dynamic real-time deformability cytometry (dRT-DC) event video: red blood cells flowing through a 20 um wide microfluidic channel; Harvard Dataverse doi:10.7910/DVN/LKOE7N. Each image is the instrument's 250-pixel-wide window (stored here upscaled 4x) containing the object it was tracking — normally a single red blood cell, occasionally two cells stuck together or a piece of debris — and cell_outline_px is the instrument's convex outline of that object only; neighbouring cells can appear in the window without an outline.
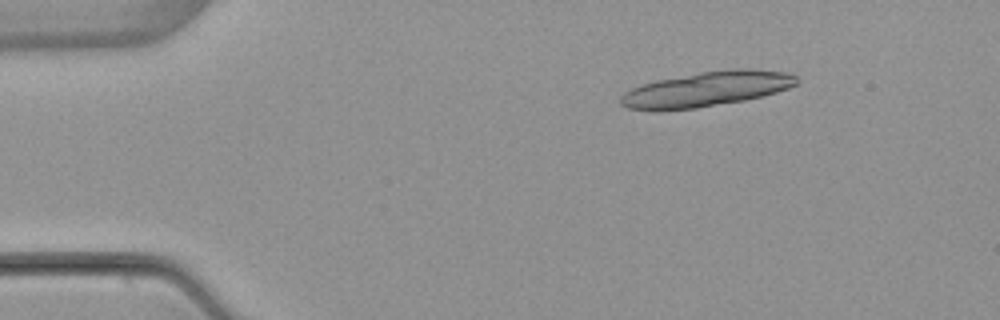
{"species": "common noctule bat (a hibernating species)", "species_latin": "Nyctalus noctula", "temperature_condition": "warm", "stored_images_in_passage": 4, "camera_frame_rate_fps": 3000, "um_per_image_px": 0.085, "animal": {"sex": "female", "body_mass_g": 22.7, "forearm_length_mm": 54.2}, "frame": {"image": 1, "passage_image": 2, "time_ms": 1.333, "image_size_px": [1000, 320], "cell_outline_px": [[800, 80], [796, 84], [788, 88], [764, 96], [744, 100], [696, 108], [628, 108], [620, 104], [620, 96], [624, 92], [640, 84], [656, 80], [700, 72], [732, 68], [748, 68], [784, 72], [796, 76]], "centroid_in_image_um": [60.12, 7.54], "position_along_channel_um": 24.9, "area_um2": 35.26}}